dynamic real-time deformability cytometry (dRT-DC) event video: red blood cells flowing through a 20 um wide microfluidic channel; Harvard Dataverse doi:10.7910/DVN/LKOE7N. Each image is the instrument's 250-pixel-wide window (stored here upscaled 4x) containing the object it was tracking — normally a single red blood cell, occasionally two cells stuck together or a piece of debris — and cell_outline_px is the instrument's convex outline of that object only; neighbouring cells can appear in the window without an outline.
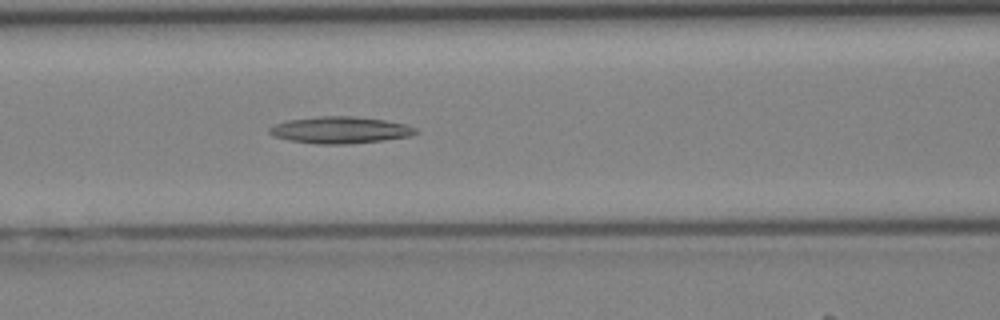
{"species": "Egyptian fruit bat (a non-hibernating species)", "species_latin": "Rousettus aegyptiacus", "temperature_condition": "cold", "stored_images_in_passage": 32, "camera_frame_rate_fps": 3000, "um_per_image_px": 0.085, "animal": {"sex": "female"}, "frame": {"image": 1, "passage_image": 14, "time_ms": 4.333, "image_size_px": [1000, 320], "cell_outline_px": [[420, 132], [408, 136], [384, 140], [348, 144], [316, 144], [288, 140], [272, 136], [268, 132], [268, 128], [276, 124], [288, 120], [320, 116], [352, 116], [384, 120], [404, 124], [416, 128]], "centroid_in_image_um": [28.88, 11.06], "position_along_channel_um": 137.7, "area_um2": 22.77}}
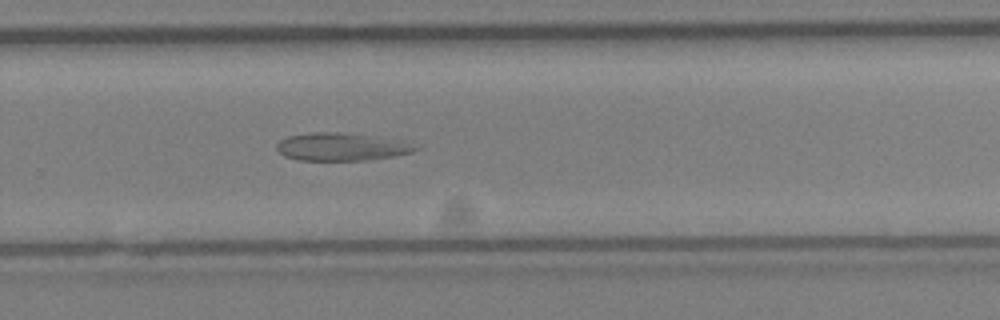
{"frame": {"image": 2, "passage_image": 24, "time_ms": 7.667, "image_size_px": [1000, 320], "cell_outline_px": [[420, 148], [412, 152], [392, 156], [368, 160], [300, 160], [284, 156], [276, 148], [276, 144], [280, 140], [288, 136], [312, 132], [336, 132], [364, 136], [404, 144]], "centroid_in_image_um": [28.82, 12.5], "position_along_channel_um": 301.0, "area_um2": 21.33}}
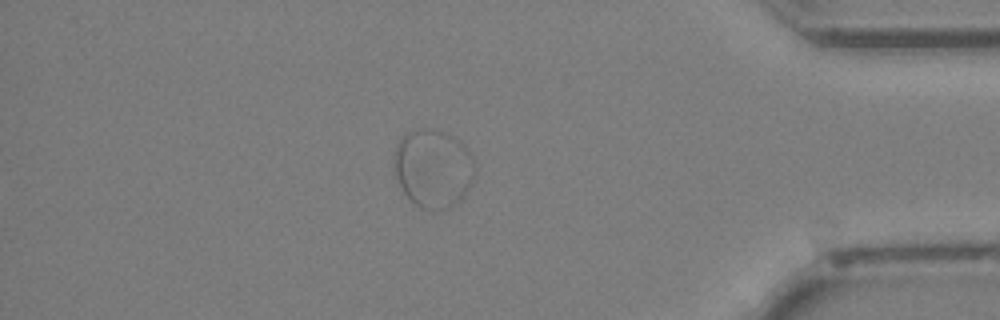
{"frame": {"image": 3, "passage_image": 32, "time_ms": 10.333, "image_size_px": [1000, 320], "cell_outline_px": [[476, 172], [464, 196], [460, 200], [448, 208], [436, 212], [432, 212], [420, 208], [404, 192], [392, 168], [392, 156], [396, 144], [400, 136], [408, 132], [420, 128], [424, 128], [444, 132], [464, 144], [476, 168]], "centroid_in_image_um": [36.78, 14.32], "position_along_channel_um": 398.4, "area_um2": 37.28}}